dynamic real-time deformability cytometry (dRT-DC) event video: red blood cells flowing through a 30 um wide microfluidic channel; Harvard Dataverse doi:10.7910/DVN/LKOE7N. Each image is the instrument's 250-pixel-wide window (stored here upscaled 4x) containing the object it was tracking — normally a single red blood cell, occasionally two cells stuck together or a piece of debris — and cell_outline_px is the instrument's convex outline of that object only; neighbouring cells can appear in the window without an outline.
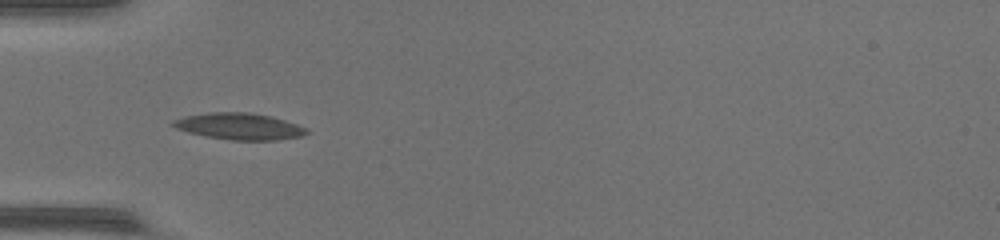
{"species": "common noctule bat (a hibernating species)", "species_latin": "Nyctalus noctula", "temperature_condition": "warm", "stored_images_in_passage": 38, "camera_frame_rate_fps": 3000, "um_per_image_px": 0.085, "animal": {"sex": "female", "body_mass_g": 17.0, "forearm_length_mm": 48.0}, "frame": {"image": 1, "passage_image": 3, "time_ms": 0.667, "image_size_px": [1000, 240], "cell_outline_px": [[308, 132], [300, 136], [276, 140], [232, 140], [208, 136], [188, 132], [176, 128], [168, 124], [172, 120], [184, 116], [208, 112], [252, 112], [272, 116], [308, 128]], "centroid_in_image_um": [20.31, 10.72], "position_along_channel_um": 64.7, "area_um2": 20.69}}
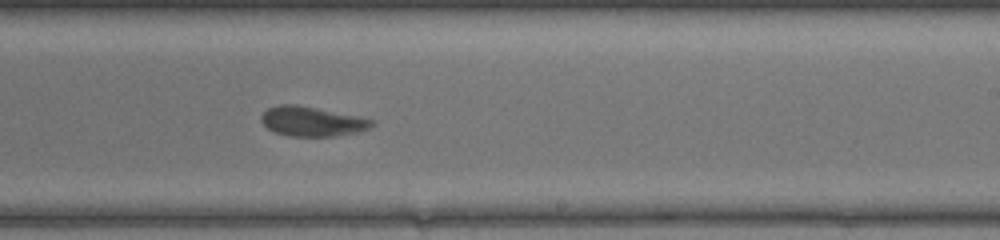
{"frame": {"image": 2, "passage_image": 18, "time_ms": 5.667, "image_size_px": [1000, 240], "cell_outline_px": [[376, 124], [372, 128], [356, 132], [336, 136], [288, 136], [276, 132], [268, 128], [260, 120], [260, 116], [268, 108], [280, 104], [296, 104], [360, 116], [376, 120]], "centroid_in_image_um": [26.58, 10.31], "position_along_channel_um": 262.4, "area_um2": 19.31}}
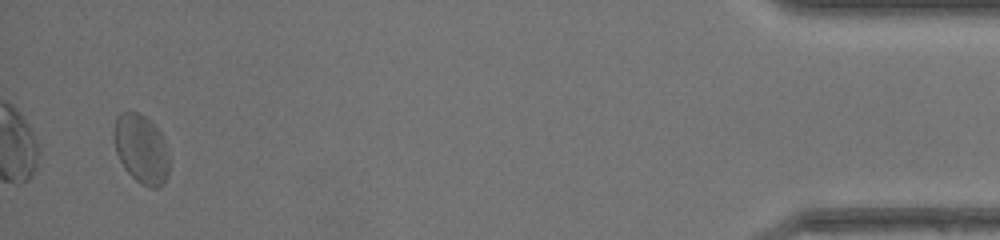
{"frame": {"image": 3, "passage_image": 36, "time_ms": 11.667, "image_size_px": [1000, 240], "cell_outline_px": [[168, 176], [164, 184], [156, 188], [148, 188], [136, 180], [124, 168], [116, 152], [112, 136], [112, 132], [116, 116], [120, 112], [140, 112], [152, 120], [156, 124], [164, 140], [168, 152]], "centroid_in_image_um": [11.99, 12.63], "position_along_channel_um": 423.2, "area_um2": 22.77}}